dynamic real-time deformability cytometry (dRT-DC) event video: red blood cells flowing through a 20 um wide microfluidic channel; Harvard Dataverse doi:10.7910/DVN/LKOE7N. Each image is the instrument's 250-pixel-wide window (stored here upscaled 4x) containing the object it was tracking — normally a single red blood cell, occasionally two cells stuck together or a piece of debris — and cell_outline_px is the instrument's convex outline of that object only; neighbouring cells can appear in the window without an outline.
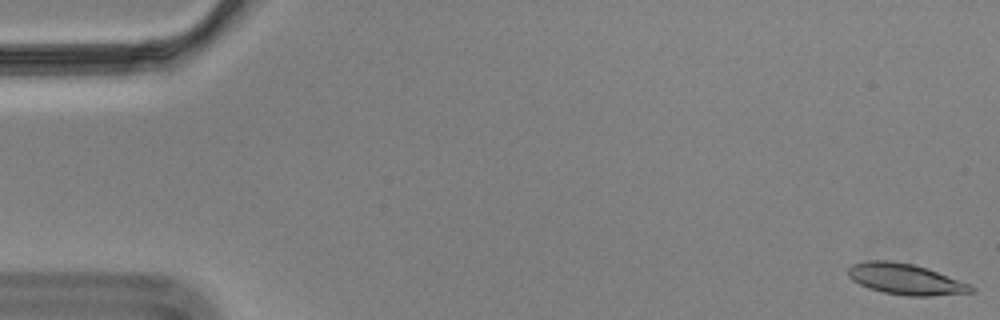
{"species": "Egyptian fruit bat (a non-hibernating species)", "species_latin": "Rousettus aegyptiacus", "temperature_condition": "cold", "stored_images_in_passage": 49, "camera_frame_rate_fps": 3000, "um_per_image_px": 0.085, "animal": {"sex": "male"}, "frame": {"image": 1, "passage_image": 1, "time_ms": 0.0, "image_size_px": [1000, 320], "cell_outline_px": [[976, 288], [972, 292], [928, 296], [908, 296], [884, 292], [868, 288], [852, 280], [848, 276], [848, 268], [852, 264], [868, 260], [892, 260], [912, 264], [928, 268], [968, 284]], "centroid_in_image_um": [76.92, 23.71], "position_along_channel_um": 8.1, "area_um2": 22.02}}
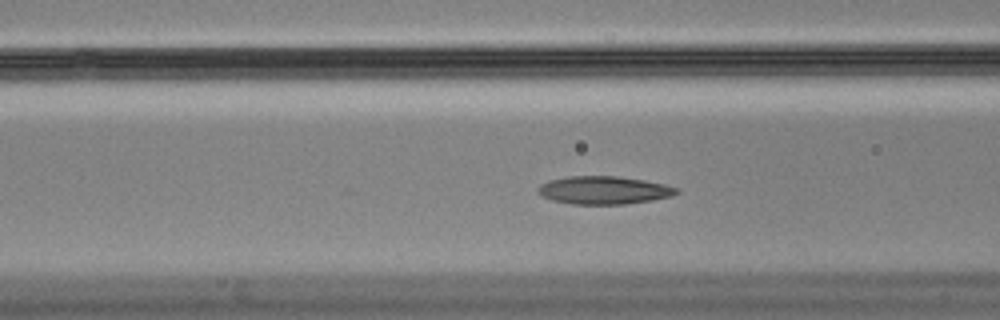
{"frame": {"image": 2, "passage_image": 22, "time_ms": 7.0, "image_size_px": [1000, 320], "cell_outline_px": [[680, 192], [672, 196], [652, 200], [624, 204], [572, 204], [552, 200], [536, 192], [536, 188], [540, 184], [548, 180], [568, 176], [616, 176], [644, 180], [664, 184], [680, 188]], "centroid_in_image_um": [51.33, 16.16], "position_along_channel_um": 115.3, "area_um2": 22.72}}
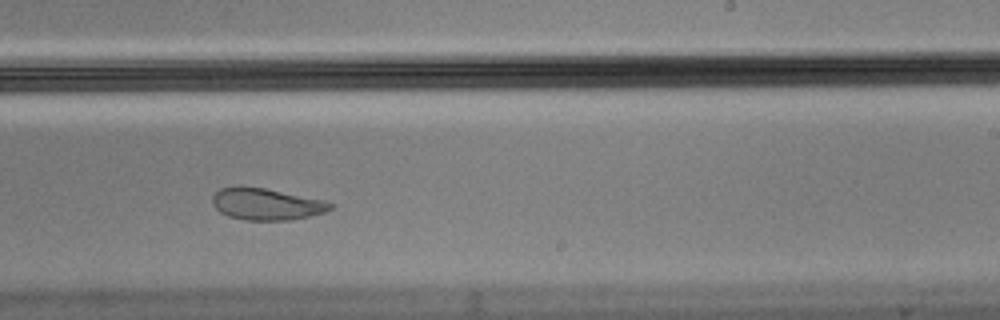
{"frame": {"image": 3, "passage_image": 35, "time_ms": 11.333, "image_size_px": [1000, 320], "cell_outline_px": [[332, 208], [324, 212], [292, 220], [244, 220], [228, 216], [220, 212], [212, 204], [212, 196], [220, 188], [236, 184], [240, 184], [264, 188], [324, 200], [332, 204]], "centroid_in_image_um": [22.57, 17.33], "position_along_channel_um": 266.4, "area_um2": 22.02}, "authors_computed_cell_mechanics": {"area_um2": 22.4264, "velocity_mm_per_s": 3.4855, "shape_relaxation_time_tau1_ms": null, "shape_relaxation_time_tau2_ms": 1.9143, "deformation_change_tau1": null, "deformation_change_tau2": 0.0671}}